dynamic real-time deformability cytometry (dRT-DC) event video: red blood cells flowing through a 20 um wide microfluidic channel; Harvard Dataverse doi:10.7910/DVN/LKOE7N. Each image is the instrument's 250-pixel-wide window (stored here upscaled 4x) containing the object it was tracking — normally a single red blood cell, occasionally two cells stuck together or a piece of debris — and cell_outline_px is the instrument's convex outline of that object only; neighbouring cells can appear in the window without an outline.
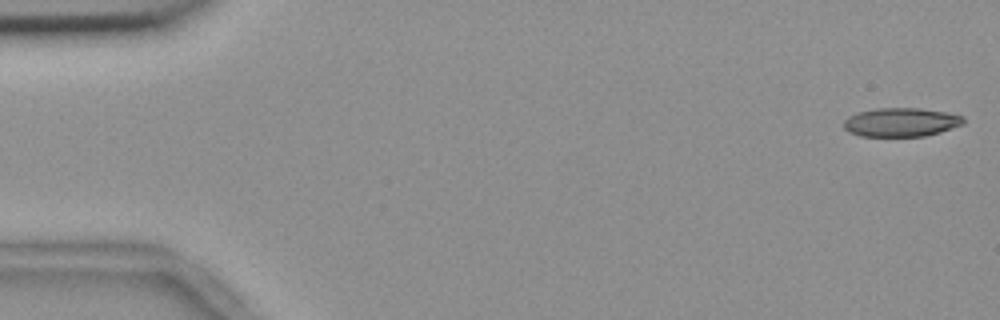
{"species": "common noctule bat (a hibernating species)", "species_latin": "Nyctalus noctula", "temperature_condition": "room temperature", "stored_images_in_passage": 55, "camera_frame_rate_fps": 3000, "um_per_image_px": 0.085, "animal": {"sex": "female", "body_mass_g": 18.4}, "frame": {"image": 1, "passage_image": 1, "time_ms": 0.0, "image_size_px": [1000, 320], "cell_outline_px": [[964, 124], [940, 132], [924, 136], [860, 136], [848, 132], [844, 128], [844, 120], [848, 116], [856, 112], [876, 108], [920, 108], [948, 112], [964, 116]], "centroid_in_image_um": [76.58, 10.38], "position_along_channel_um": 8.4, "area_um2": 20.29}}
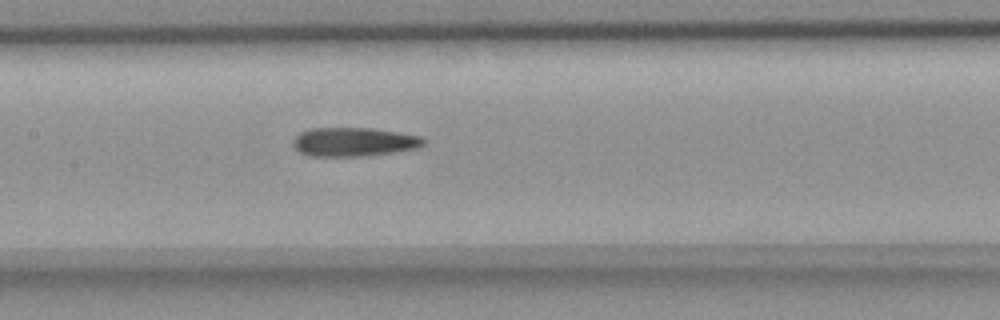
{"frame": {"image": 2, "passage_image": 26, "time_ms": 8.333, "image_size_px": [1000, 320], "cell_outline_px": [[424, 144], [416, 148], [396, 152], [364, 156], [312, 156], [300, 152], [292, 144], [292, 140], [300, 132], [308, 128], [372, 128], [420, 136], [424, 140]], "centroid_in_image_um": [30.04, 12.06], "position_along_channel_um": 177.4, "area_um2": 21.91}}
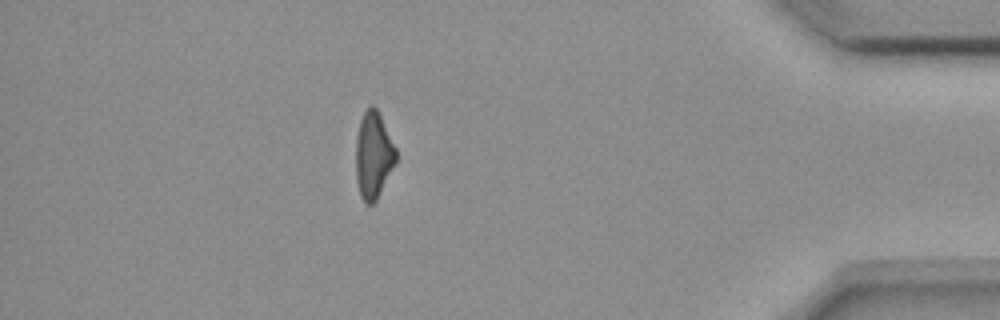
{"frame": {"image": 3, "passage_image": 48, "time_ms": 15.667, "image_size_px": [1000, 320], "cell_outline_px": [[396, 164], [376, 200], [372, 204], [364, 204], [360, 196], [356, 180], [356, 136], [360, 120], [364, 112], [372, 104], [376, 108], [396, 148]], "centroid_in_image_um": [31.73, 13.23], "position_along_channel_um": 403.5, "area_um2": 20.29}}